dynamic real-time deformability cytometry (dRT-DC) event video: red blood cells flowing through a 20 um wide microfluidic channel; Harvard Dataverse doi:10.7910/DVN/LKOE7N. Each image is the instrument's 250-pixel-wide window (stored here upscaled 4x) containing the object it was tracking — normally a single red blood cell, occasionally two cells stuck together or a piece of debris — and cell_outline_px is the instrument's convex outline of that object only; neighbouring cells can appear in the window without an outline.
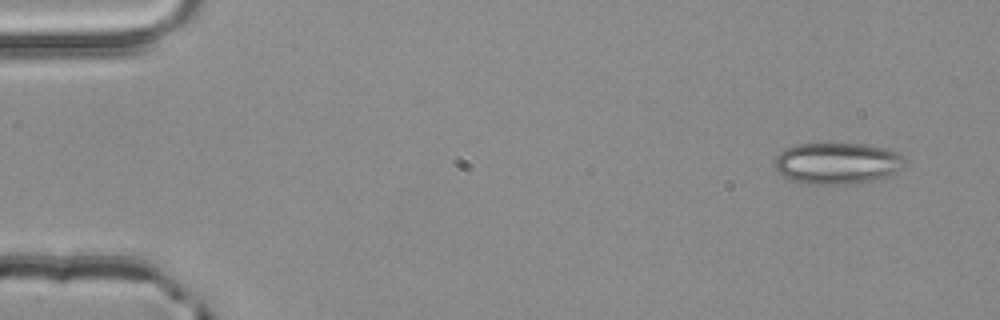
{"species": "common noctule bat (a hibernating species)", "species_latin": "Nyctalus noctula", "temperature_condition": "room temperature", "stored_images_in_passage": 4, "camera_frame_rate_fps": 3000, "um_per_image_px": 0.085, "animal": {"sex": "male", "body_mass_g": 20.4}, "frame": {"image": 1, "passage_image": 1, "time_ms": 0.0, "image_size_px": [1000, 320], "cell_outline_px": [[904, 160], [900, 168], [896, 172], [884, 180], [848, 184], [820, 184], [788, 180], [780, 176], [776, 172], [772, 164], [776, 156], [784, 148], [796, 144], [824, 140], [864, 144], [888, 148], [896, 152]], "centroid_in_image_um": [71.09, 13.84], "position_along_channel_um": 13.9, "area_um2": 32.89}}